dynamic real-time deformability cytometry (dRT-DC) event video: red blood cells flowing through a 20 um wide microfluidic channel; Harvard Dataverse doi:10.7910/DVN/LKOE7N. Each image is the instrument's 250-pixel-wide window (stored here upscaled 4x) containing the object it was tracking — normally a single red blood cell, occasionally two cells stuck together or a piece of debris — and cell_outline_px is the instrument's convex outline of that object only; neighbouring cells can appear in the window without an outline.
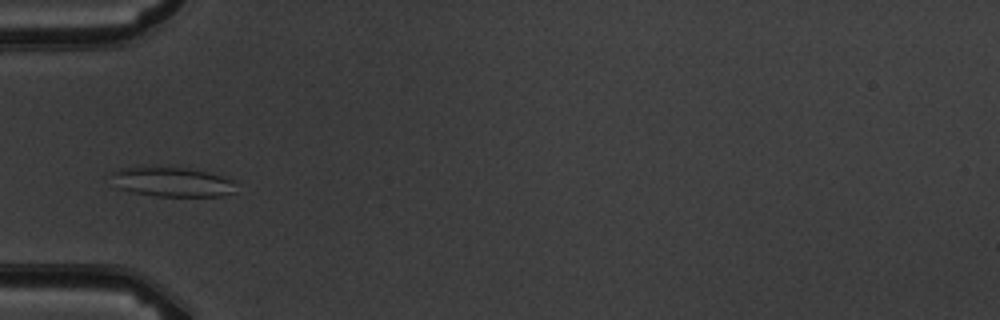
{"species": "common noctule bat (a hibernating species)", "species_latin": "Nyctalus noctula", "temperature_condition": "warm", "stored_images_in_passage": 4, "camera_frame_rate_fps": 3000, "um_per_image_px": 0.085, "animal": {"sex": "male", "body_mass_g": 19.5, "forearm_length_mm": 54.6}, "frame": {"image": 1, "passage_image": 4, "time_ms": 4.333, "image_size_px": [1000, 320], "cell_outline_px": [[236, 192], [220, 196], [156, 196], [132, 192], [120, 188], [112, 172], [120, 168], [184, 168], [224, 176], [232, 180], [236, 184]], "centroid_in_image_um": [14.74, 15.49], "position_along_channel_um": 70.3, "area_um2": 20.81}}